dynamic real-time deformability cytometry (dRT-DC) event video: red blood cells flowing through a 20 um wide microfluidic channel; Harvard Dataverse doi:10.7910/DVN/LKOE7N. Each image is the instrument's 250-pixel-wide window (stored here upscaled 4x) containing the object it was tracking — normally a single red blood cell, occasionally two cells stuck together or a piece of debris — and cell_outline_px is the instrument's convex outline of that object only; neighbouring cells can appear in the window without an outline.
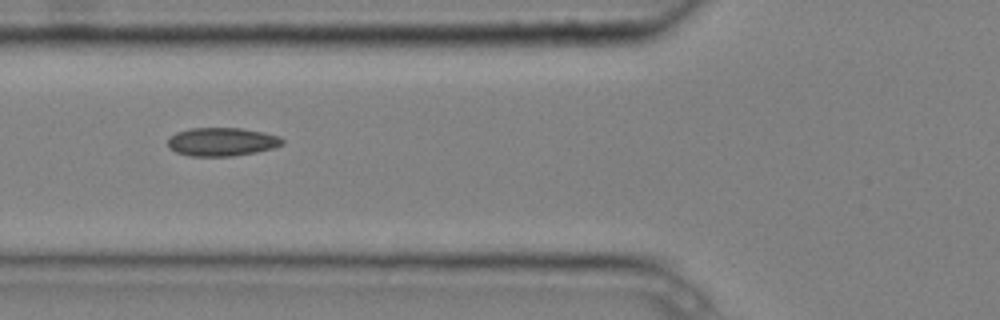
{"species": "common noctule bat (a hibernating species)", "species_latin": "Nyctalus noctula", "temperature_condition": "cold", "stored_images_in_passage": 8, "camera_frame_rate_fps": 3000, "um_per_image_px": 0.085, "animal": {"sex": "male", "body_mass_g": 20.4}, "frame": {"image": 1, "passage_image": 6, "time_ms": 1.667, "image_size_px": [1000, 320], "cell_outline_px": [[284, 144], [272, 148], [256, 152], [232, 156], [188, 156], [176, 152], [168, 148], [168, 140], [176, 132], [188, 128], [240, 128], [264, 132], [280, 136], [284, 140]], "centroid_in_image_um": [18.86, 12.05], "position_along_channel_um": 106.9, "area_um2": 19.07}}
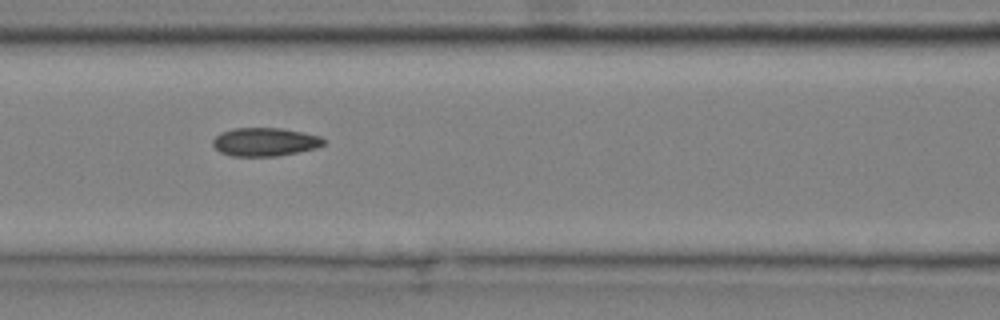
{"frame": {"image": 2, "passage_image": 7, "time_ms": 2.0, "image_size_px": [1000, 320], "cell_outline_px": [[324, 144], [316, 148], [276, 156], [232, 156], [220, 152], [212, 144], [212, 140], [220, 132], [236, 128], [284, 128], [304, 132], [320, 136], [324, 140]], "centroid_in_image_um": [22.5, 12.05], "position_along_channel_um": 144.1, "area_um2": 18.32}}
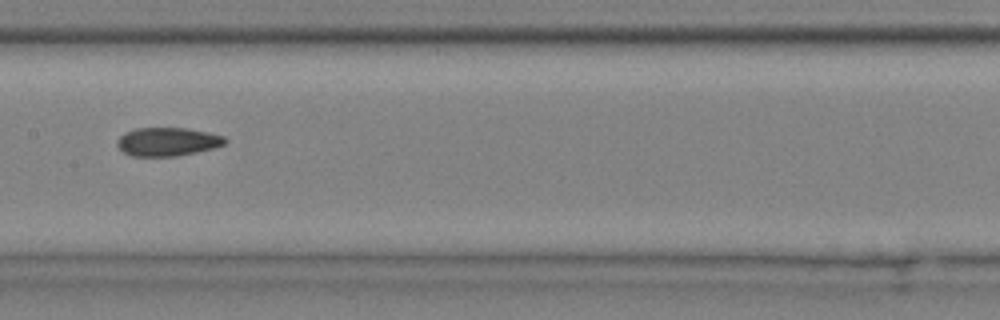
{"frame": {"image": 3, "passage_image": 8, "time_ms": 2.333, "image_size_px": [1000, 320], "cell_outline_px": [[228, 140], [224, 144], [212, 148], [196, 152], [176, 156], [132, 156], [124, 152], [116, 144], [116, 140], [124, 132], [136, 128], [188, 128], [208, 132], [224, 136]], "centroid_in_image_um": [14.22, 12.04], "position_along_channel_um": 193.2, "area_um2": 17.92}}